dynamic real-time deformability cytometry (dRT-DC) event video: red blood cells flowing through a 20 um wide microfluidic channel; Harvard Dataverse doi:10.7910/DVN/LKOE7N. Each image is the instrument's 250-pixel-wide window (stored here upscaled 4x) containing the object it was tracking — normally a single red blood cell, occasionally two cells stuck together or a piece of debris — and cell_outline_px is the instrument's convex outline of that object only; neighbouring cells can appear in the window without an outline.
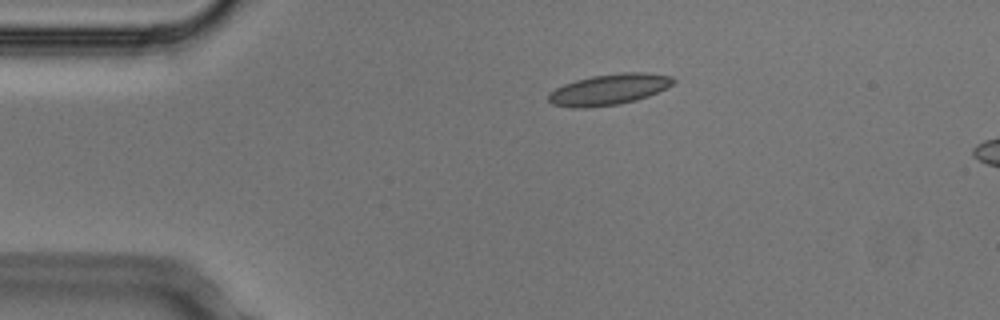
{"species": "Egyptian fruit bat (a non-hibernating species)", "species_latin": "Rousettus aegyptiacus", "temperature_condition": "cold", "stored_images_in_passage": 3, "segment_of_instrument_passage": [1, 2], "camera_frame_rate_fps": 3000, "um_per_image_px": 0.085, "animal": {"sex": "male"}, "frame": {"image": 1, "passage_image": 1, "time_ms": 0.0, "image_size_px": [1000, 320], "cell_outline_px": [[676, 80], [672, 84], [648, 96], [636, 100], [620, 104], [584, 108], [572, 108], [552, 104], [548, 100], [548, 92], [564, 84], [576, 80], [592, 76], [620, 72], [648, 72], [672, 76]], "centroid_in_image_um": [51.74, 7.6], "position_along_channel_um": 33.3, "area_um2": 22.54}}